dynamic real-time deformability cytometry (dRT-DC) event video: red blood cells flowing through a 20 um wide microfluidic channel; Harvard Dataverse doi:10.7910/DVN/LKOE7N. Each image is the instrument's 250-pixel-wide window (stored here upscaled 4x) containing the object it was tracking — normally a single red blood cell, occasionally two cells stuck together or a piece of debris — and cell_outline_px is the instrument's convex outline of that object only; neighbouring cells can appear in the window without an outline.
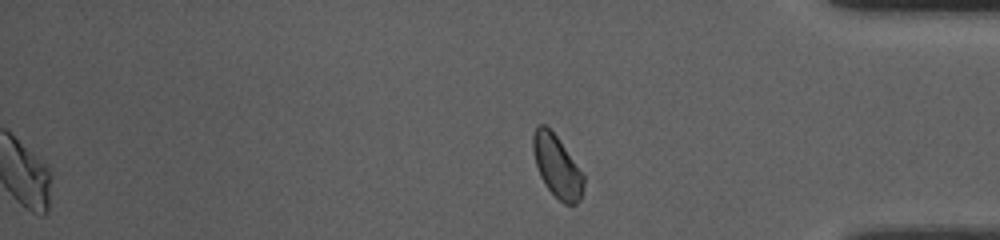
{"species": "common noctule bat (a hibernating species)", "species_latin": "Nyctalus noctula", "temperature_condition": "room temperature", "stored_images_in_passage": 38, "segment_of_instrument_passage": [2, 2], "camera_frame_rate_fps": 3000, "um_per_image_px": 0.085, "animal": {"sex": "female", "body_mass_g": 10.0, "forearm_length_mm": 53.1}, "frame": {"image": 1, "passage_image": 38, "time_ms": 12.333, "image_size_px": [1000, 240], "cell_outline_px": [[584, 184], [580, 200], [576, 204], [564, 204], [544, 184], [540, 176], [536, 164], [532, 148], [532, 136], [536, 124], [544, 124], [556, 136], [584, 172]], "centroid_in_image_um": [47.35, 14.13], "position_along_channel_um": 387.8, "area_um2": 18.38}}